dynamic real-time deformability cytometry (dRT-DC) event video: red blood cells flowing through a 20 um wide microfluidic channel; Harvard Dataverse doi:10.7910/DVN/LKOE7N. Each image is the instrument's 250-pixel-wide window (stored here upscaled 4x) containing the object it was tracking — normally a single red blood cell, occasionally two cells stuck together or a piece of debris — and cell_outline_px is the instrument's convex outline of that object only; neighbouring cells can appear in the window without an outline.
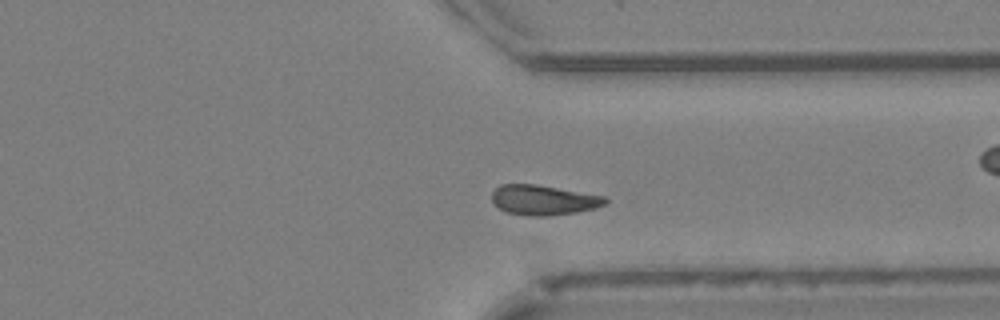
{"species": "Egyptian fruit bat (a non-hibernating species)", "species_latin": "Rousettus aegyptiacus", "temperature_condition": "cold", "stored_images_in_passage": 48, "camera_frame_rate_fps": 3000, "um_per_image_px": 0.085, "animal": {"sex": "female"}, "frame": {"image": 1, "passage_image": 35, "time_ms": 11.333, "image_size_px": [1000, 320], "cell_outline_px": [[608, 200], [604, 204], [596, 208], [576, 212], [548, 216], [532, 216], [504, 212], [492, 200], [492, 192], [500, 184], [536, 184], [608, 196]], "centroid_in_image_um": [46.23, 16.99], "position_along_channel_um": 365.2, "area_um2": 19.94}, "authors_computed_cell_mechanics": {"area_um2": 20.1722, "velocity_mm_per_s": 4.0607, "shape_relaxation_time_tau1_ms": 6.66, "shape_relaxation_time_tau2_ms": 2.7069, "deformation_change_tau1": 0.1272, "deformation_change_tau2": 0.0591}}